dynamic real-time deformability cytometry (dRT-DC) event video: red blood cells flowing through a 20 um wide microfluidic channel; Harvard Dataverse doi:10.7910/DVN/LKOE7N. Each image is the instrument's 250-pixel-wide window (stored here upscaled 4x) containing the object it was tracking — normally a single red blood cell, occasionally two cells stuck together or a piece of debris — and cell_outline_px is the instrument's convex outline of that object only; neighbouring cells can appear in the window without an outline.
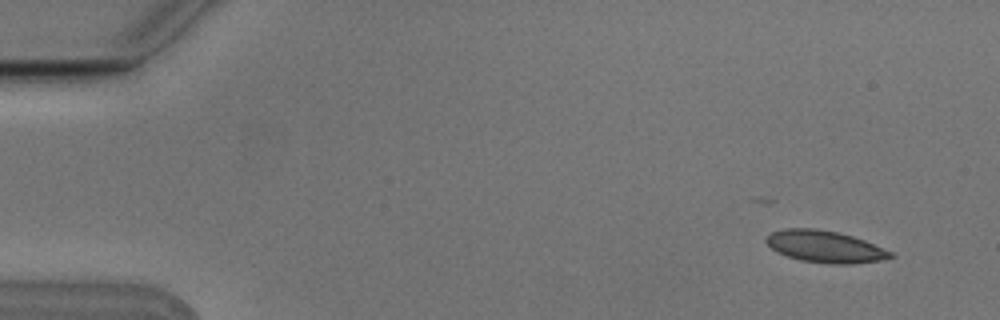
{"species": "Egyptian fruit bat (a non-hibernating species)", "species_latin": "Rousettus aegyptiacus", "temperature_condition": "cold", "stored_images_in_passage": 7, "camera_frame_rate_fps": 3000, "um_per_image_px": 0.085, "animal": {"sex": "male"}, "frame": {"image": 1, "passage_image": 1, "time_ms": 0.0, "image_size_px": [1000, 320], "cell_outline_px": [[896, 256], [880, 260], [852, 264], [828, 264], [800, 260], [776, 252], [764, 240], [772, 232], [784, 228], [816, 228], [836, 232], [852, 236], [864, 240], [892, 252]], "centroid_in_image_um": [70.11, 20.96], "position_along_channel_um": 14.9, "area_um2": 23.0}}